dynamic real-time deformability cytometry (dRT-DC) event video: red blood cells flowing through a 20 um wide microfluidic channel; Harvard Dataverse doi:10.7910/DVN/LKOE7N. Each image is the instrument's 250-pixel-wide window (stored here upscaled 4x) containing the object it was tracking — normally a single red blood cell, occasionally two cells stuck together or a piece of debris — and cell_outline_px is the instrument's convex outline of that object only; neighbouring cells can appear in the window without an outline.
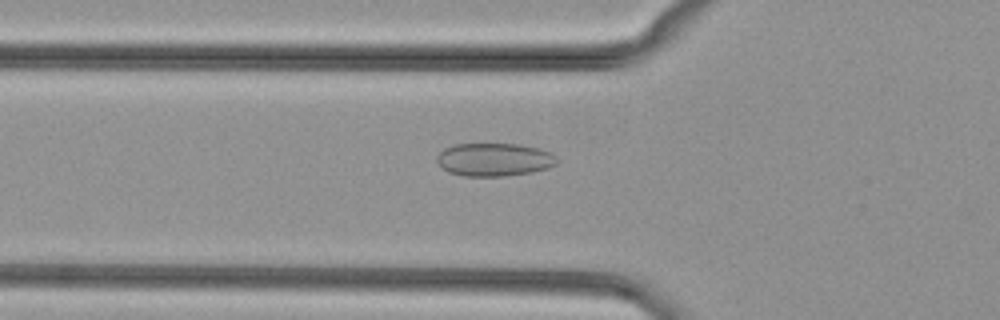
{"species": "common noctule bat (a hibernating species)", "species_latin": "Nyctalus noctula", "temperature_condition": "cold", "stored_images_in_passage": 49, "camera_frame_rate_fps": 3000, "um_per_image_px": 0.085, "animal": {"sex": "female", "body_mass_g": 29.2, "forearm_length_mm": 56.3}, "frame": {"image": 1, "passage_image": 17, "time_ms": 5.333, "image_size_px": [1000, 320], "cell_outline_px": [[560, 160], [556, 164], [548, 168], [532, 172], [504, 176], [464, 176], [448, 172], [440, 168], [436, 160], [436, 156], [444, 148], [452, 144], [520, 144], [540, 148], [552, 152]], "centroid_in_image_um": [42.01, 13.56], "position_along_channel_um": 83.8, "area_um2": 23.58}}
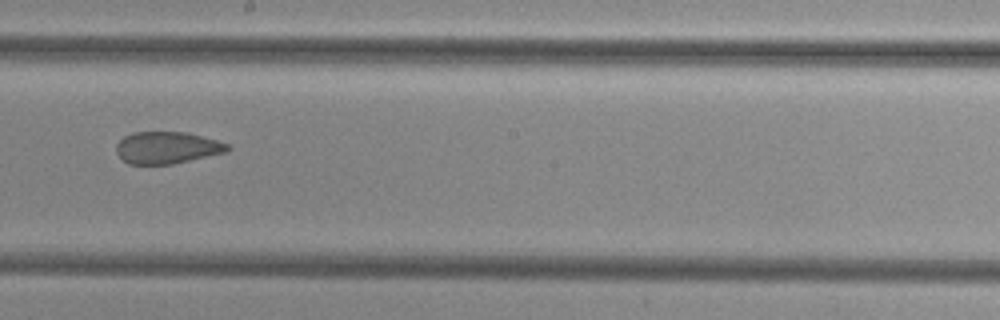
{"frame": {"image": 2, "passage_image": 28, "time_ms": 9.0, "image_size_px": [1000, 320], "cell_outline_px": [[232, 148], [228, 152], [172, 164], [128, 164], [116, 152], [116, 144], [124, 136], [132, 132], [188, 132], [216, 140], [228, 144]], "centroid_in_image_um": [14.22, 12.55], "position_along_channel_um": 234.0, "area_um2": 20.81}}
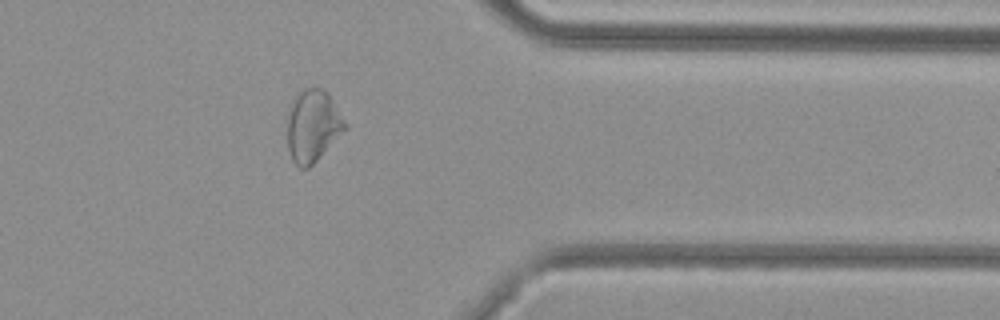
{"frame": {"image": 3, "passage_image": 40, "time_ms": 13.0, "image_size_px": [1000, 320], "cell_outline_px": [[348, 128], [308, 168], [300, 168], [292, 160], [288, 148], [288, 116], [296, 96], [304, 88], [324, 88], [328, 92], [348, 124]], "centroid_in_image_um": [26.63, 10.69], "position_along_channel_um": 384.8, "area_um2": 24.04}}